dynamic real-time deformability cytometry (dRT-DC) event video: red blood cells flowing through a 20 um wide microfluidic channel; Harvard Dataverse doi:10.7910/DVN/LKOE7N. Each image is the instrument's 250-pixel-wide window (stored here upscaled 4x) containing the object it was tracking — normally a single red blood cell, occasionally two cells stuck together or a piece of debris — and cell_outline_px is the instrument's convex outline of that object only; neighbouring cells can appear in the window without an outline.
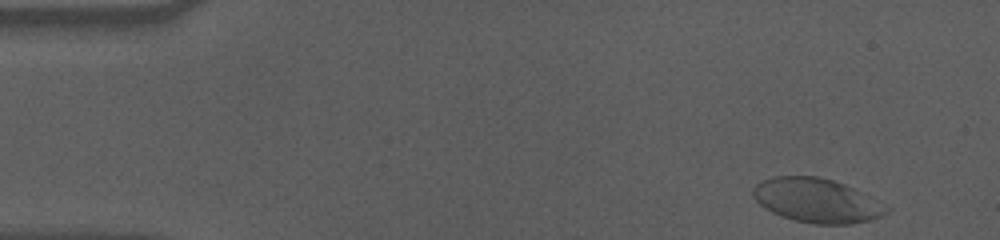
{"species": "human", "species_latin": "Homo sapiens", "temperature_condition": "cold", "stored_images_in_passage": 45, "camera_frame_rate_fps": 3000, "um_per_image_px": 0.085, "donor": {"sex": "male"}, "frame": {"image": 1, "passage_image": 1, "time_ms": 0.0, "image_size_px": [1000, 240], "cell_outline_px": [[892, 208], [888, 212], [880, 216], [868, 220], [852, 224], [816, 224], [796, 220], [780, 216], [764, 208], [752, 196], [752, 188], [756, 184], [772, 176], [816, 176], [832, 180], [844, 184]], "centroid_in_image_um": [69.39, 17.04], "position_along_channel_um": 15.6, "area_um2": 34.1}}
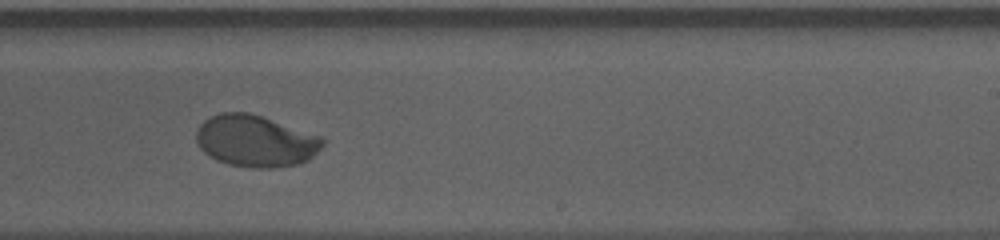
{"frame": {"image": 2, "passage_image": 32, "time_ms": 10.333, "image_size_px": [1000, 240], "cell_outline_px": [[324, 144], [308, 160], [300, 164], [272, 168], [252, 168], [228, 164], [216, 160], [208, 156], [200, 148], [196, 140], [196, 128], [204, 120], [220, 112], [248, 112], [320, 136], [324, 140]], "centroid_in_image_um": [21.68, 12.0], "position_along_channel_um": 267.3, "area_um2": 37.97}}
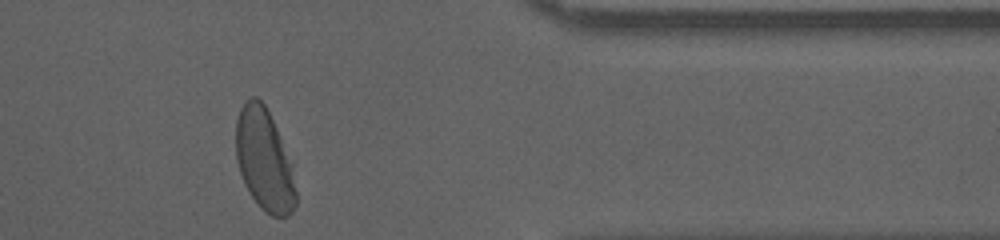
{"frame": {"image": 3, "passage_image": 44, "time_ms": 14.333, "image_size_px": [1000, 240], "cell_outline_px": [[296, 204], [292, 212], [288, 216], [272, 216], [252, 196], [244, 184], [236, 160], [236, 120], [240, 108], [252, 96], [256, 96], [264, 104], [276, 128], [288, 164], [296, 192]], "centroid_in_image_um": [22.41, 13.58], "position_along_channel_um": 389.0, "area_um2": 34.16}, "authors_computed_cell_mechanics": {"area_um2": 37.6856, "velocity_mm_per_s": 3.5194, "shape_relaxation_time_tau1_ms": 3.7722, "shape_relaxation_time_tau2_ms": null, "deformation_change_tau1": 0.1624, "deformation_change_tau2": null}}